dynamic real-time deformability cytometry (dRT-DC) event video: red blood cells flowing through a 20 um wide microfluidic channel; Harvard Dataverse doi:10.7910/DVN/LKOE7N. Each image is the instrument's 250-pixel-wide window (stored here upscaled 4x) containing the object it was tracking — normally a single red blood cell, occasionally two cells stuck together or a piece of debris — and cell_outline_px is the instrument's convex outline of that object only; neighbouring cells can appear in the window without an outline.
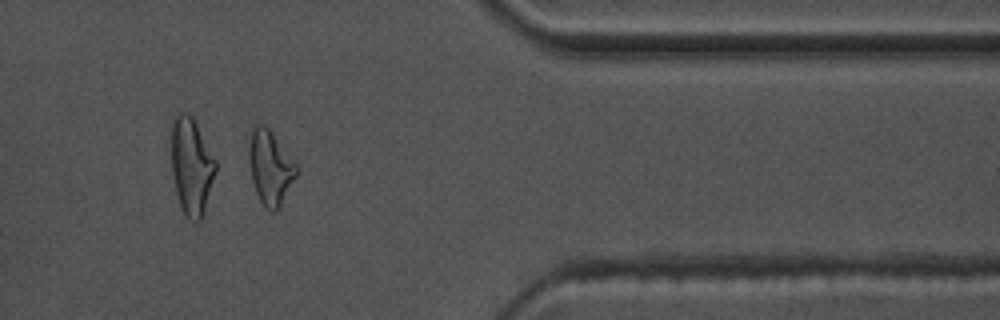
{"species": "common noctule bat (a hibernating species)", "species_latin": "Nyctalus noctula", "temperature_condition": "warm", "stored_images_in_passage": 54, "camera_frame_rate_fps": 3000, "um_per_image_px": 0.085, "animal": {"sex": "male", "body_mass_g": 17.5, "forearm_length_mm": 52.3}, "frame": {"image": 1, "passage_image": 46, "time_ms": 15.0, "image_size_px": [1000, 320], "cell_outline_px": [[296, 176], [276, 212], [272, 212], [264, 208], [256, 192], [252, 180], [248, 160], [248, 152], [252, 132], [256, 124], [264, 124], [272, 132], [296, 164]], "centroid_in_image_um": [22.94, 14.25], "position_along_channel_um": 388.5, "area_um2": 20.11}, "authors_computed_cell_mechanics": {"area_um2": 19.5364, "velocity_mm_per_s": 3.6752, "shape_relaxation_time_tau1_ms": 3.2739, "shape_relaxation_time_tau2_ms": 2.8851, "deformation_change_tau1": 0.1862, "deformation_change_tau2": 0.126}}